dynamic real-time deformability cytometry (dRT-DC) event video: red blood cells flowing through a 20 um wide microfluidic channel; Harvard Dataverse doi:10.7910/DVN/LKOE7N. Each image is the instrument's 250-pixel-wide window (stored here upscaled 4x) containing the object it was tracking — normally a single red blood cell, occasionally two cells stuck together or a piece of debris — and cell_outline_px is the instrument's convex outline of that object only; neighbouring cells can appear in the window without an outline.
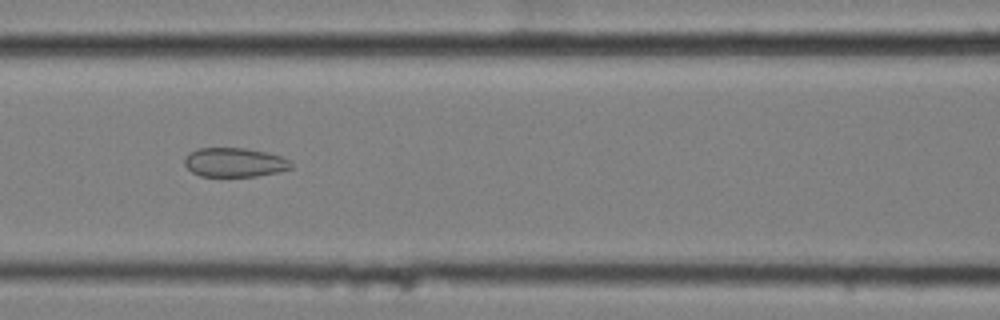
{"species": "common noctule bat (a hibernating species)", "species_latin": "Nyctalus noctula", "temperature_condition": "cold", "stored_images_in_passage": 8, "camera_frame_rate_fps": 3000, "um_per_image_px": 0.085, "animal": {"sex": "female", "body_mass_g": 25.1}, "frame": {"image": 1, "passage_image": 7, "time_ms": 2.0, "image_size_px": [1000, 320], "cell_outline_px": [[292, 168], [280, 172], [256, 176], [200, 176], [192, 172], [184, 164], [184, 156], [200, 148], [244, 148], [264, 152], [280, 156], [288, 160], [292, 164]], "centroid_in_image_um": [19.93, 13.81], "position_along_channel_um": 146.7, "area_um2": 17.98}}
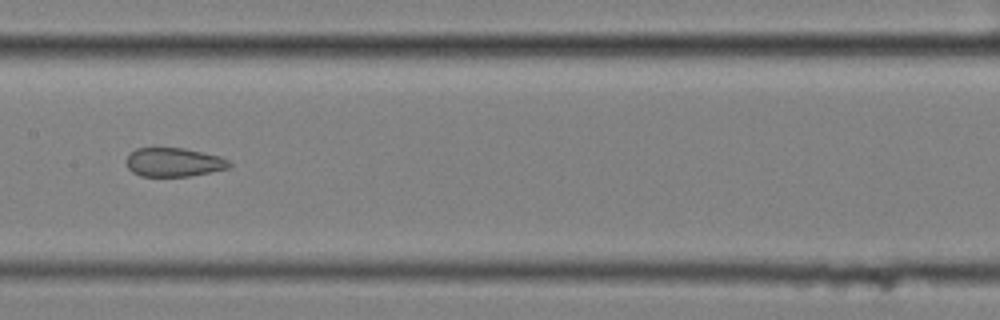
{"frame": {"image": 2, "passage_image": 8, "time_ms": 2.333, "image_size_px": [1000, 320], "cell_outline_px": [[232, 164], [228, 168], [188, 176], [140, 176], [132, 172], [128, 168], [124, 160], [136, 148], [184, 148], [220, 156], [228, 160]], "centroid_in_image_um": [14.74, 13.79], "position_along_channel_um": 192.7, "area_um2": 17.22}}